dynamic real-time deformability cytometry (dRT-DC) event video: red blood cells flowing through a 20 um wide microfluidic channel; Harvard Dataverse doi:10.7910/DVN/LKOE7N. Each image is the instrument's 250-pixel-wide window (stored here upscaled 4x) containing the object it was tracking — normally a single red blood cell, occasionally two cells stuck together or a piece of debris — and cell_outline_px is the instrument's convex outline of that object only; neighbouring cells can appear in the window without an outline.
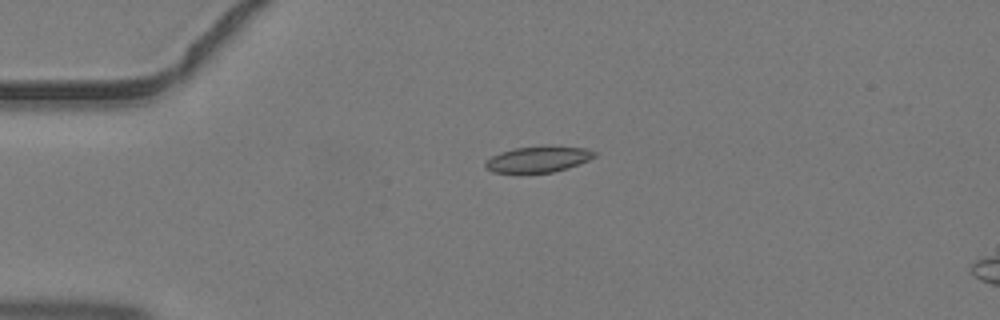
{"species": "common noctule bat (a hibernating species)", "species_latin": "Nyctalus noctula", "temperature_condition": "warm", "stored_images_in_passage": 4, "camera_frame_rate_fps": 3000, "um_per_image_px": 0.085, "animal": {"sex": "male", "body_mass_g": 19.2, "forearm_length_mm": 51.8}, "frame": {"image": 1, "passage_image": 2, "time_ms": 0.333, "image_size_px": [1000, 320], "cell_outline_px": [[596, 156], [588, 160], [568, 168], [552, 172], [492, 172], [484, 168], [484, 164], [492, 156], [500, 152], [516, 148], [584, 148], [596, 152]], "centroid_in_image_um": [45.7, 13.57], "position_along_channel_um": 39.3, "area_um2": 15.66}}